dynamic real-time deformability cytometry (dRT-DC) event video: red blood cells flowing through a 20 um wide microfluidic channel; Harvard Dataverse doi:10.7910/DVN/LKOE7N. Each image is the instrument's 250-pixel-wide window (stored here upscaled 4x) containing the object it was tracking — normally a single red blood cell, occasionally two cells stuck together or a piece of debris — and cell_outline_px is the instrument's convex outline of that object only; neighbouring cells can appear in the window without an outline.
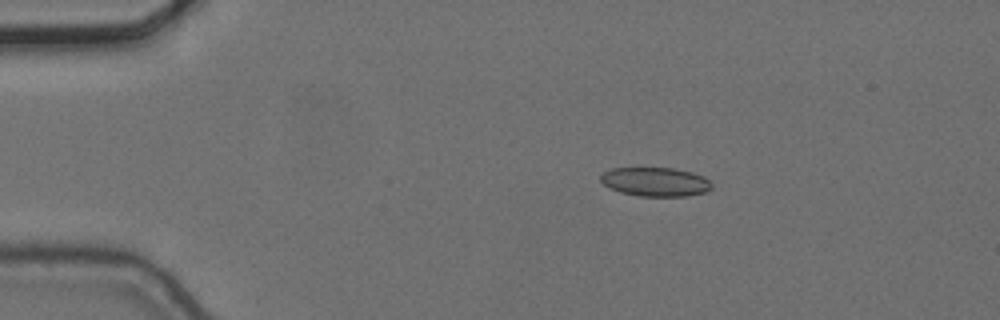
{"species": "common noctule bat (a hibernating species)", "species_latin": "Nyctalus noctula", "temperature_condition": "cold", "stored_images_in_passage": 9, "camera_frame_rate_fps": 3000, "um_per_image_px": 0.085, "animal": {"sex": "female", "body_mass_g": 24.6, "forearm_length_mm": 56.2}, "frame": {"image": 1, "passage_image": 2, "time_ms": 0.333, "image_size_px": [1000, 320], "cell_outline_px": [[712, 188], [704, 192], [688, 196], [640, 196], [620, 192], [608, 188], [600, 180], [600, 176], [604, 172], [612, 168], [672, 168], [692, 172], [704, 176], [712, 184]], "centroid_in_image_um": [55.7, 15.45], "position_along_channel_um": 29.3, "area_um2": 18.79}}
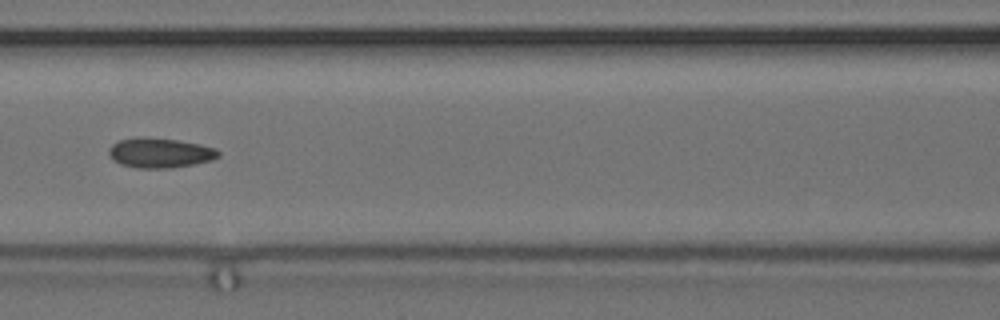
{"frame": {"image": 2, "passage_image": 6, "time_ms": 1.667, "image_size_px": [1000, 320], "cell_outline_px": [[220, 156], [212, 160], [172, 168], [136, 168], [120, 164], [112, 160], [108, 156], [108, 148], [112, 144], [120, 140], [176, 140], [200, 144], [216, 148], [220, 152]], "centroid_in_image_um": [13.62, 13.05], "position_along_channel_um": 153.0, "area_um2": 18.44}}
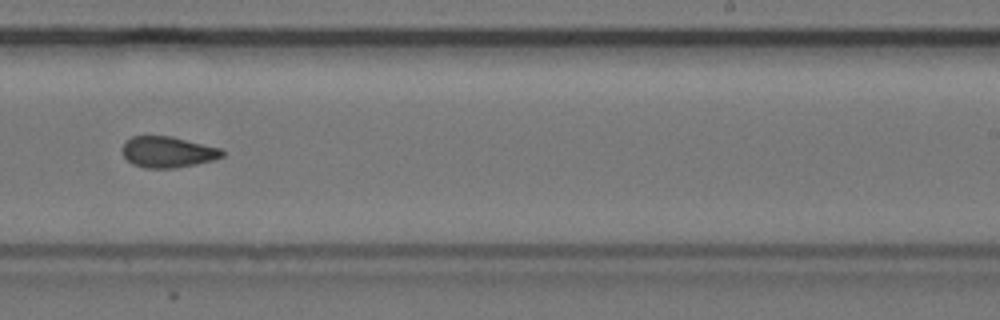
{"frame": {"image": 3, "passage_image": 9, "time_ms": 2.667, "image_size_px": [1000, 320], "cell_outline_px": [[224, 156], [212, 160], [196, 164], [176, 168], [144, 168], [132, 164], [124, 156], [120, 148], [124, 140], [132, 136], [172, 136], [220, 148], [224, 152]], "centroid_in_image_um": [14.21, 12.91], "position_along_channel_um": 274.8, "area_um2": 18.26}}